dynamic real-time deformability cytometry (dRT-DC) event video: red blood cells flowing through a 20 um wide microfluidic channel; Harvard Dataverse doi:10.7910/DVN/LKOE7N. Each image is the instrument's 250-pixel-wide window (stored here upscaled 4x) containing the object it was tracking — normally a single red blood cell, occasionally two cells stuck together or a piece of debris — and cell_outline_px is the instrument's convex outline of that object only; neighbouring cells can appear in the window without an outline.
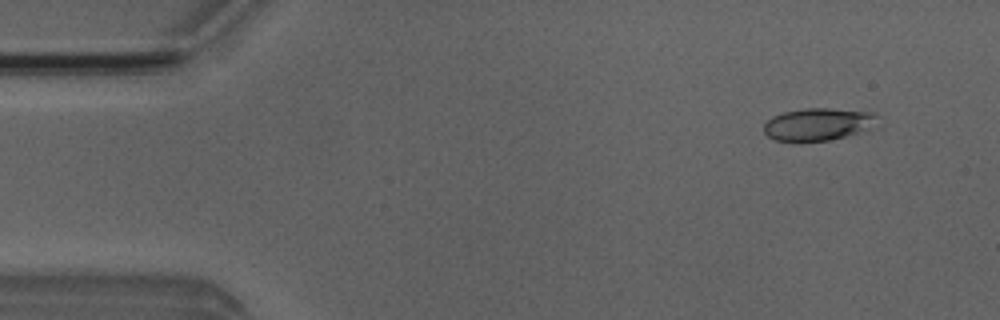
{"species": "Egyptian fruit bat (a non-hibernating species)", "species_latin": "Rousettus aegyptiacus", "temperature_condition": "room temperature", "stored_images_in_passage": 5, "camera_frame_rate_fps": 3000, "um_per_image_px": 0.085, "animal": {"sex": "male"}, "frame": {"image": 1, "passage_image": 2, "time_ms": 1.0, "image_size_px": [1000, 320], "cell_outline_px": [[880, 128], [828, 140], [776, 140], [768, 136], [764, 132], [764, 124], [772, 116], [784, 112], [804, 108], [832, 108], [876, 112]], "centroid_in_image_um": [69.67, 10.54], "position_along_channel_um": 15.3, "area_um2": 21.79}}